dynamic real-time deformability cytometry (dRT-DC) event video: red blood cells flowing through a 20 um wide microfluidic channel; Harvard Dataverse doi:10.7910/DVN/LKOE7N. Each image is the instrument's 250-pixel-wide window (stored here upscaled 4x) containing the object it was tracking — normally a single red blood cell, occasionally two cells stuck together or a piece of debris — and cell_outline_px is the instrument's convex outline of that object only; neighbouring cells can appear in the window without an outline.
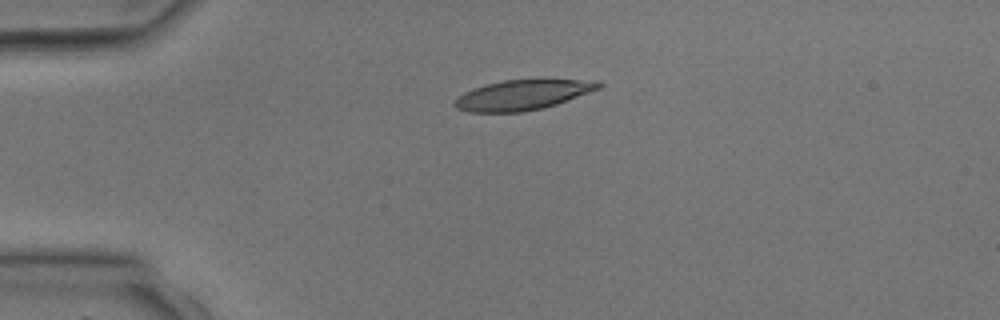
{"species": "common noctule bat (a hibernating species)", "species_latin": "Nyctalus noctula", "temperature_condition": "room temperature", "stored_images_in_passage": 3, "camera_frame_rate_fps": 3000, "um_per_image_px": 0.085, "animal": {"sex": "male", "body_mass_g": 17.9, "forearm_length_mm": 54.2}, "frame": {"image": 1, "passage_image": 3, "time_ms": 3.333, "image_size_px": [1000, 320], "cell_outline_px": [[604, 84], [600, 88], [556, 104], [524, 112], [468, 112], [456, 108], [452, 104], [464, 92], [472, 88], [484, 84], [504, 80], [596, 80]], "centroid_in_image_um": [44.38, 8.07], "position_along_channel_um": 40.6, "area_um2": 24.97}}